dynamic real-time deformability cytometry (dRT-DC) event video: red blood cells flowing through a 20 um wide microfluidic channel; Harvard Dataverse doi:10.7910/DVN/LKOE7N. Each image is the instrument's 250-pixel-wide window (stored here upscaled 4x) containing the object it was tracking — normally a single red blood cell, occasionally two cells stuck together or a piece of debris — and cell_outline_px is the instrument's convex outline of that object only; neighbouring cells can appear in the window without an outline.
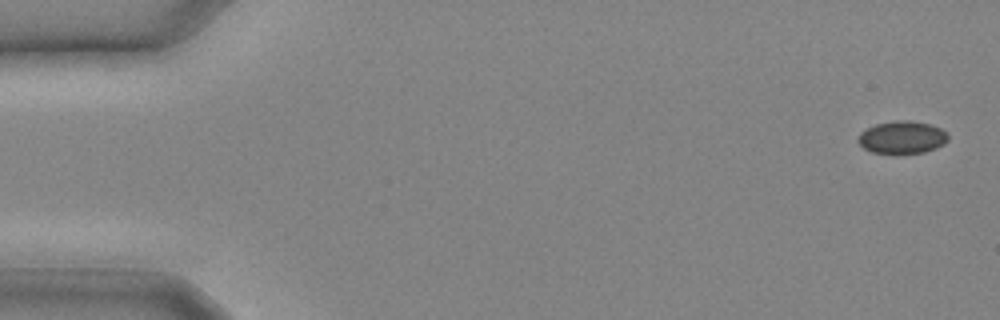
{"species": "common noctule bat (a hibernating species)", "species_latin": "Nyctalus noctula", "temperature_condition": "cold", "stored_images_in_passage": 17, "camera_frame_rate_fps": 3000, "um_per_image_px": 0.085, "animal": {"sex": "male", "body_mass_g": 20.4}, "frame": {"image": 1, "passage_image": 1, "time_ms": 0.0, "image_size_px": [1000, 320], "cell_outline_px": [[948, 140], [944, 144], [936, 148], [924, 152], [892, 156], [872, 152], [864, 148], [856, 140], [860, 132], [876, 124], [896, 120], [908, 120], [928, 124], [940, 128], [948, 132]], "centroid_in_image_um": [76.67, 11.71], "position_along_channel_um": 8.3, "area_um2": 17.57}}
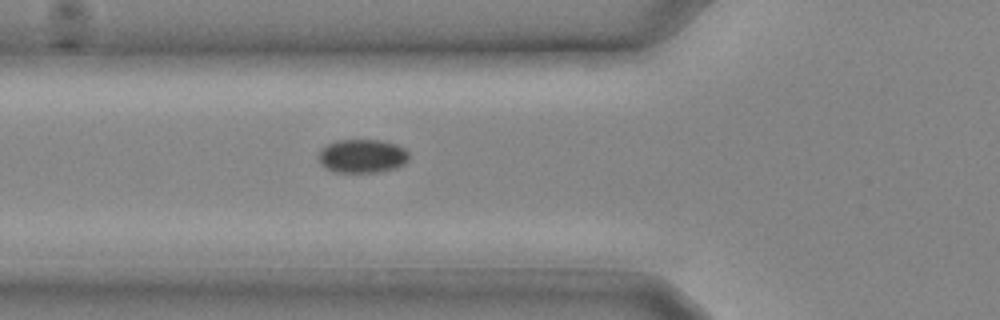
{"frame": {"image": 2, "passage_image": 10, "time_ms": 3.0, "image_size_px": [1000, 320], "cell_outline_px": [[408, 160], [404, 164], [396, 168], [376, 172], [336, 172], [324, 168], [320, 164], [316, 156], [320, 148], [336, 140], [380, 140], [396, 144], [404, 148], [408, 152]], "centroid_in_image_um": [30.74, 13.26], "position_along_channel_um": 95.1, "area_um2": 17.98}}
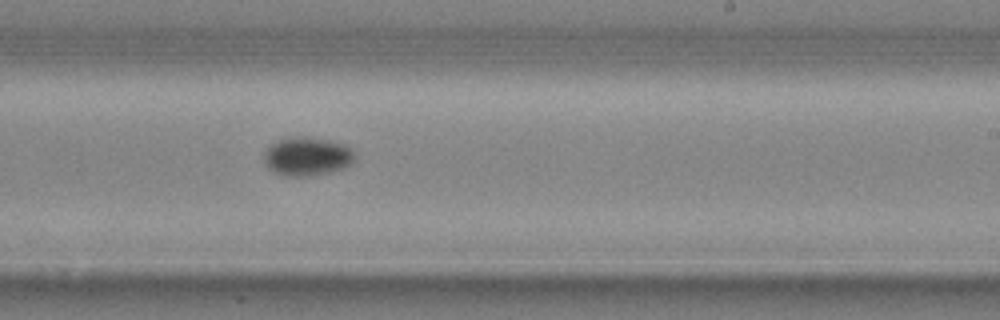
{"frame": {"image": 3, "passage_image": 17, "time_ms": 5.333, "image_size_px": [1000, 320], "cell_outline_px": [[356, 156], [352, 164], [344, 168], [332, 172], [308, 176], [284, 176], [272, 172], [264, 164], [264, 156], [268, 148], [272, 144], [280, 140], [296, 136], [300, 136], [324, 140], [340, 144], [356, 152]], "centroid_in_image_um": [26.1, 13.33], "position_along_channel_um": 262.9, "area_um2": 20.29}}